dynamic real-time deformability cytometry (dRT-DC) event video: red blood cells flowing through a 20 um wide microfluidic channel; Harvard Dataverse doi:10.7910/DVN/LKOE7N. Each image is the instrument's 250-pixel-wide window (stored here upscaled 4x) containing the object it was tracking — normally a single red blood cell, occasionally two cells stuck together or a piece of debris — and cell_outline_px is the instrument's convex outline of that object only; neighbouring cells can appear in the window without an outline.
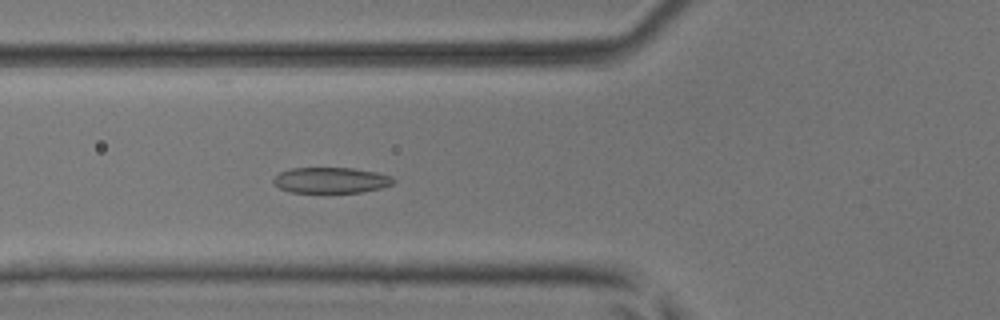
{"species": "common noctule bat (a hibernating species)", "species_latin": "Nyctalus noctula", "temperature_condition": "room temperature", "stored_images_in_passage": 52, "camera_frame_rate_fps": 3000, "um_per_image_px": 0.085, "animal": {"sex": "male", "body_mass_g": 17.9, "forearm_length_mm": 54.2}, "frame": {"image": 1, "passage_image": 20, "time_ms": 6.333, "image_size_px": [1000, 320], "cell_outline_px": [[396, 180], [392, 184], [380, 188], [360, 192], [292, 192], [280, 188], [272, 184], [272, 180], [280, 172], [292, 168], [352, 168], [376, 172], [392, 176]], "centroid_in_image_um": [28.12, 15.31], "position_along_channel_um": 97.7, "area_um2": 17.92}}
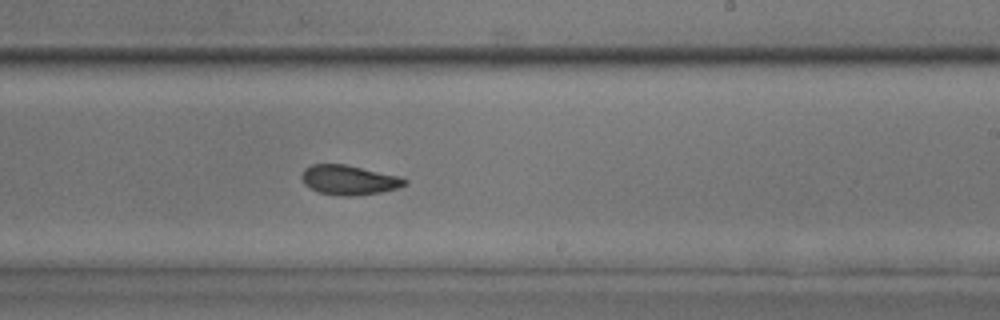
{"frame": {"image": 2, "passage_image": 32, "time_ms": 10.333, "image_size_px": [1000, 320], "cell_outline_px": [[408, 184], [396, 188], [380, 192], [356, 196], [336, 196], [320, 192], [304, 184], [300, 176], [304, 168], [312, 164], [344, 164], [400, 176], [408, 180]], "centroid_in_image_um": [29.66, 15.3], "position_along_channel_um": 259.3, "area_um2": 17.86}}
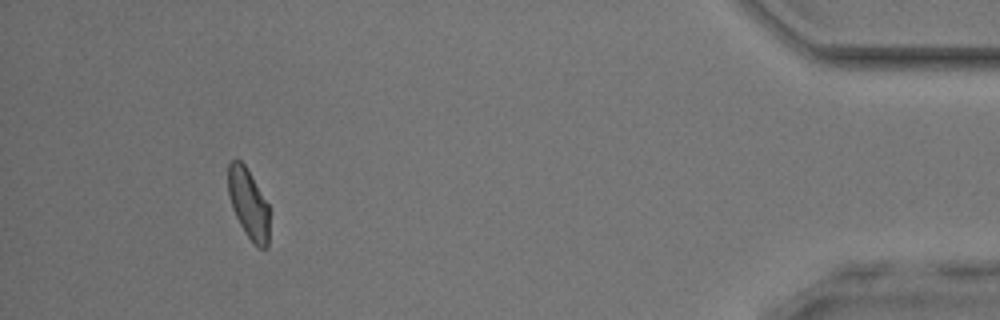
{"frame": {"image": 3, "passage_image": 48, "time_ms": 15.667, "image_size_px": [1000, 320], "cell_outline_px": [[268, 248], [260, 248], [244, 232], [232, 208], [228, 192], [228, 164], [232, 160], [240, 160], [244, 164], [268, 204]], "centroid_in_image_um": [21.1, 17.3], "position_along_channel_um": 414.1, "area_um2": 16.42}, "authors_computed_cell_mechanics": {"area_um2": 18.1492, "velocity_mm_per_s": 4.0596, "shape_relaxation_time_tau1_ms": 3.6671, "shape_relaxation_time_tau2_ms": 1.1245, "deformation_change_tau1": 0.131, "deformation_change_tau2": 0.0658}}